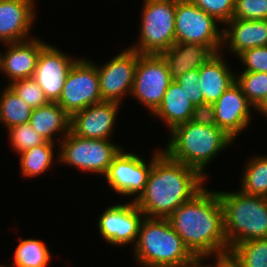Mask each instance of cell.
I'll use <instances>...</instances> for the list:
<instances>
[{"label": "cell", "instance_id": "obj_30", "mask_svg": "<svg viewBox=\"0 0 267 267\" xmlns=\"http://www.w3.org/2000/svg\"><path fill=\"white\" fill-rule=\"evenodd\" d=\"M7 132H9V143L15 153L17 152L18 154L47 142L29 123L13 126Z\"/></svg>", "mask_w": 267, "mask_h": 267}, {"label": "cell", "instance_id": "obj_4", "mask_svg": "<svg viewBox=\"0 0 267 267\" xmlns=\"http://www.w3.org/2000/svg\"><path fill=\"white\" fill-rule=\"evenodd\" d=\"M132 248L142 267H175L194 257L167 218L144 217Z\"/></svg>", "mask_w": 267, "mask_h": 267}, {"label": "cell", "instance_id": "obj_37", "mask_svg": "<svg viewBox=\"0 0 267 267\" xmlns=\"http://www.w3.org/2000/svg\"><path fill=\"white\" fill-rule=\"evenodd\" d=\"M215 261L209 264V267H241V264L235 259V257L230 253L220 254L214 256Z\"/></svg>", "mask_w": 267, "mask_h": 267}, {"label": "cell", "instance_id": "obj_38", "mask_svg": "<svg viewBox=\"0 0 267 267\" xmlns=\"http://www.w3.org/2000/svg\"><path fill=\"white\" fill-rule=\"evenodd\" d=\"M209 256L207 257H193L189 262L179 264L175 267H209L208 264H204L205 260H207Z\"/></svg>", "mask_w": 267, "mask_h": 267}, {"label": "cell", "instance_id": "obj_39", "mask_svg": "<svg viewBox=\"0 0 267 267\" xmlns=\"http://www.w3.org/2000/svg\"><path fill=\"white\" fill-rule=\"evenodd\" d=\"M256 111H258V113L262 116H266L267 117V98L265 99V101L256 109Z\"/></svg>", "mask_w": 267, "mask_h": 267}, {"label": "cell", "instance_id": "obj_9", "mask_svg": "<svg viewBox=\"0 0 267 267\" xmlns=\"http://www.w3.org/2000/svg\"><path fill=\"white\" fill-rule=\"evenodd\" d=\"M102 101L97 63L81 56L71 67L57 103L71 117Z\"/></svg>", "mask_w": 267, "mask_h": 267}, {"label": "cell", "instance_id": "obj_3", "mask_svg": "<svg viewBox=\"0 0 267 267\" xmlns=\"http://www.w3.org/2000/svg\"><path fill=\"white\" fill-rule=\"evenodd\" d=\"M170 134V140L162 150L171 159L194 168L204 178H208L206 167L221 151L234 143V139L219 127L191 121L177 125Z\"/></svg>", "mask_w": 267, "mask_h": 267}, {"label": "cell", "instance_id": "obj_27", "mask_svg": "<svg viewBox=\"0 0 267 267\" xmlns=\"http://www.w3.org/2000/svg\"><path fill=\"white\" fill-rule=\"evenodd\" d=\"M241 176L240 191L267 198V155L250 158Z\"/></svg>", "mask_w": 267, "mask_h": 267}, {"label": "cell", "instance_id": "obj_1", "mask_svg": "<svg viewBox=\"0 0 267 267\" xmlns=\"http://www.w3.org/2000/svg\"><path fill=\"white\" fill-rule=\"evenodd\" d=\"M167 219L194 257L214 258L229 252L223 208L217 191H209L204 186Z\"/></svg>", "mask_w": 267, "mask_h": 267}, {"label": "cell", "instance_id": "obj_28", "mask_svg": "<svg viewBox=\"0 0 267 267\" xmlns=\"http://www.w3.org/2000/svg\"><path fill=\"white\" fill-rule=\"evenodd\" d=\"M229 252L241 267H267V238L239 243Z\"/></svg>", "mask_w": 267, "mask_h": 267}, {"label": "cell", "instance_id": "obj_14", "mask_svg": "<svg viewBox=\"0 0 267 267\" xmlns=\"http://www.w3.org/2000/svg\"><path fill=\"white\" fill-rule=\"evenodd\" d=\"M78 59L79 57L72 58L51 44L41 50L33 78L48 102L59 100L66 77Z\"/></svg>", "mask_w": 267, "mask_h": 267}, {"label": "cell", "instance_id": "obj_31", "mask_svg": "<svg viewBox=\"0 0 267 267\" xmlns=\"http://www.w3.org/2000/svg\"><path fill=\"white\" fill-rule=\"evenodd\" d=\"M8 85L32 109H37L48 103L43 90L33 77L14 80Z\"/></svg>", "mask_w": 267, "mask_h": 267}, {"label": "cell", "instance_id": "obj_33", "mask_svg": "<svg viewBox=\"0 0 267 267\" xmlns=\"http://www.w3.org/2000/svg\"><path fill=\"white\" fill-rule=\"evenodd\" d=\"M232 19L267 20V0H235Z\"/></svg>", "mask_w": 267, "mask_h": 267}, {"label": "cell", "instance_id": "obj_18", "mask_svg": "<svg viewBox=\"0 0 267 267\" xmlns=\"http://www.w3.org/2000/svg\"><path fill=\"white\" fill-rule=\"evenodd\" d=\"M39 37L6 43L5 53L0 50V71L14 80L33 77L41 50L48 44Z\"/></svg>", "mask_w": 267, "mask_h": 267}, {"label": "cell", "instance_id": "obj_17", "mask_svg": "<svg viewBox=\"0 0 267 267\" xmlns=\"http://www.w3.org/2000/svg\"><path fill=\"white\" fill-rule=\"evenodd\" d=\"M35 3L33 0H0V43L3 46L32 38Z\"/></svg>", "mask_w": 267, "mask_h": 267}, {"label": "cell", "instance_id": "obj_23", "mask_svg": "<svg viewBox=\"0 0 267 267\" xmlns=\"http://www.w3.org/2000/svg\"><path fill=\"white\" fill-rule=\"evenodd\" d=\"M193 107L187 93L173 80L167 87L161 104L151 116L161 119L171 131L177 125L190 121Z\"/></svg>", "mask_w": 267, "mask_h": 267}, {"label": "cell", "instance_id": "obj_10", "mask_svg": "<svg viewBox=\"0 0 267 267\" xmlns=\"http://www.w3.org/2000/svg\"><path fill=\"white\" fill-rule=\"evenodd\" d=\"M172 81L166 61L161 55L138 53L131 96L142 103L150 115L161 104Z\"/></svg>", "mask_w": 267, "mask_h": 267}, {"label": "cell", "instance_id": "obj_15", "mask_svg": "<svg viewBox=\"0 0 267 267\" xmlns=\"http://www.w3.org/2000/svg\"><path fill=\"white\" fill-rule=\"evenodd\" d=\"M120 103L102 101L74 113L70 117V131L85 139L112 140Z\"/></svg>", "mask_w": 267, "mask_h": 267}, {"label": "cell", "instance_id": "obj_29", "mask_svg": "<svg viewBox=\"0 0 267 267\" xmlns=\"http://www.w3.org/2000/svg\"><path fill=\"white\" fill-rule=\"evenodd\" d=\"M236 83L255 110L267 98V73L240 72L236 74Z\"/></svg>", "mask_w": 267, "mask_h": 267}, {"label": "cell", "instance_id": "obj_13", "mask_svg": "<svg viewBox=\"0 0 267 267\" xmlns=\"http://www.w3.org/2000/svg\"><path fill=\"white\" fill-rule=\"evenodd\" d=\"M144 213L133 202L107 207L98 220L99 234L112 246H134Z\"/></svg>", "mask_w": 267, "mask_h": 267}, {"label": "cell", "instance_id": "obj_11", "mask_svg": "<svg viewBox=\"0 0 267 267\" xmlns=\"http://www.w3.org/2000/svg\"><path fill=\"white\" fill-rule=\"evenodd\" d=\"M152 159L148 163L138 154L125 152L124 148L114 157L106 173L105 181L117 194L133 196L135 201L144 191L150 170L153 165Z\"/></svg>", "mask_w": 267, "mask_h": 267}, {"label": "cell", "instance_id": "obj_2", "mask_svg": "<svg viewBox=\"0 0 267 267\" xmlns=\"http://www.w3.org/2000/svg\"><path fill=\"white\" fill-rule=\"evenodd\" d=\"M197 170L171 159L163 150L153 152V165L141 195L133 201L148 218H168L203 187Z\"/></svg>", "mask_w": 267, "mask_h": 267}, {"label": "cell", "instance_id": "obj_34", "mask_svg": "<svg viewBox=\"0 0 267 267\" xmlns=\"http://www.w3.org/2000/svg\"><path fill=\"white\" fill-rule=\"evenodd\" d=\"M237 58L244 64L242 72L267 73V46L247 49L240 53Z\"/></svg>", "mask_w": 267, "mask_h": 267}, {"label": "cell", "instance_id": "obj_32", "mask_svg": "<svg viewBox=\"0 0 267 267\" xmlns=\"http://www.w3.org/2000/svg\"><path fill=\"white\" fill-rule=\"evenodd\" d=\"M196 6L214 17L221 25L233 18L235 0H190Z\"/></svg>", "mask_w": 267, "mask_h": 267}, {"label": "cell", "instance_id": "obj_19", "mask_svg": "<svg viewBox=\"0 0 267 267\" xmlns=\"http://www.w3.org/2000/svg\"><path fill=\"white\" fill-rule=\"evenodd\" d=\"M224 26L221 51L228 49L238 56L247 49L267 46V20L231 19Z\"/></svg>", "mask_w": 267, "mask_h": 267}, {"label": "cell", "instance_id": "obj_26", "mask_svg": "<svg viewBox=\"0 0 267 267\" xmlns=\"http://www.w3.org/2000/svg\"><path fill=\"white\" fill-rule=\"evenodd\" d=\"M19 243L13 256V264L10 267H47L52 254L45 242L29 238H19Z\"/></svg>", "mask_w": 267, "mask_h": 267}, {"label": "cell", "instance_id": "obj_22", "mask_svg": "<svg viewBox=\"0 0 267 267\" xmlns=\"http://www.w3.org/2000/svg\"><path fill=\"white\" fill-rule=\"evenodd\" d=\"M29 124L46 141L56 143L55 141L60 142L69 133L70 116L57 102H48L46 105L33 109ZM58 134H61L60 138H55Z\"/></svg>", "mask_w": 267, "mask_h": 267}, {"label": "cell", "instance_id": "obj_6", "mask_svg": "<svg viewBox=\"0 0 267 267\" xmlns=\"http://www.w3.org/2000/svg\"><path fill=\"white\" fill-rule=\"evenodd\" d=\"M138 44L139 54H162L175 43L176 0H143Z\"/></svg>", "mask_w": 267, "mask_h": 267}, {"label": "cell", "instance_id": "obj_35", "mask_svg": "<svg viewBox=\"0 0 267 267\" xmlns=\"http://www.w3.org/2000/svg\"><path fill=\"white\" fill-rule=\"evenodd\" d=\"M174 80L187 93L193 106L203 103V93L199 85V69L188 71Z\"/></svg>", "mask_w": 267, "mask_h": 267}, {"label": "cell", "instance_id": "obj_24", "mask_svg": "<svg viewBox=\"0 0 267 267\" xmlns=\"http://www.w3.org/2000/svg\"><path fill=\"white\" fill-rule=\"evenodd\" d=\"M56 144L47 141L45 144L37 145L20 153L21 174L26 178H36L48 171L55 163L54 151L56 150L54 148Z\"/></svg>", "mask_w": 267, "mask_h": 267}, {"label": "cell", "instance_id": "obj_40", "mask_svg": "<svg viewBox=\"0 0 267 267\" xmlns=\"http://www.w3.org/2000/svg\"><path fill=\"white\" fill-rule=\"evenodd\" d=\"M0 267H8V266L7 265L4 266V265L0 264Z\"/></svg>", "mask_w": 267, "mask_h": 267}, {"label": "cell", "instance_id": "obj_7", "mask_svg": "<svg viewBox=\"0 0 267 267\" xmlns=\"http://www.w3.org/2000/svg\"><path fill=\"white\" fill-rule=\"evenodd\" d=\"M60 163L67 164L82 172L106 175L114 157L123 148L108 139H85L71 131L59 142Z\"/></svg>", "mask_w": 267, "mask_h": 267}, {"label": "cell", "instance_id": "obj_12", "mask_svg": "<svg viewBox=\"0 0 267 267\" xmlns=\"http://www.w3.org/2000/svg\"><path fill=\"white\" fill-rule=\"evenodd\" d=\"M138 52L130 47L112 57L103 65L97 64L99 86L103 101L118 102L132 92Z\"/></svg>", "mask_w": 267, "mask_h": 267}, {"label": "cell", "instance_id": "obj_16", "mask_svg": "<svg viewBox=\"0 0 267 267\" xmlns=\"http://www.w3.org/2000/svg\"><path fill=\"white\" fill-rule=\"evenodd\" d=\"M213 106L216 126L234 140L251 124V111L255 109L236 82L213 103Z\"/></svg>", "mask_w": 267, "mask_h": 267}, {"label": "cell", "instance_id": "obj_8", "mask_svg": "<svg viewBox=\"0 0 267 267\" xmlns=\"http://www.w3.org/2000/svg\"><path fill=\"white\" fill-rule=\"evenodd\" d=\"M219 25L220 22L190 0H176L175 42L198 43L218 53L223 31Z\"/></svg>", "mask_w": 267, "mask_h": 267}, {"label": "cell", "instance_id": "obj_25", "mask_svg": "<svg viewBox=\"0 0 267 267\" xmlns=\"http://www.w3.org/2000/svg\"><path fill=\"white\" fill-rule=\"evenodd\" d=\"M0 94V123L8 130L13 126L29 123L33 109L30 108L7 84Z\"/></svg>", "mask_w": 267, "mask_h": 267}, {"label": "cell", "instance_id": "obj_36", "mask_svg": "<svg viewBox=\"0 0 267 267\" xmlns=\"http://www.w3.org/2000/svg\"><path fill=\"white\" fill-rule=\"evenodd\" d=\"M190 121L204 126H216L214 106L212 103H202L193 107Z\"/></svg>", "mask_w": 267, "mask_h": 267}, {"label": "cell", "instance_id": "obj_5", "mask_svg": "<svg viewBox=\"0 0 267 267\" xmlns=\"http://www.w3.org/2000/svg\"><path fill=\"white\" fill-rule=\"evenodd\" d=\"M223 208L224 233L229 246L267 238V198L238 191H217Z\"/></svg>", "mask_w": 267, "mask_h": 267}, {"label": "cell", "instance_id": "obj_20", "mask_svg": "<svg viewBox=\"0 0 267 267\" xmlns=\"http://www.w3.org/2000/svg\"><path fill=\"white\" fill-rule=\"evenodd\" d=\"M222 52L212 55L199 68L203 103H215L236 82V73L231 70Z\"/></svg>", "mask_w": 267, "mask_h": 267}, {"label": "cell", "instance_id": "obj_21", "mask_svg": "<svg viewBox=\"0 0 267 267\" xmlns=\"http://www.w3.org/2000/svg\"><path fill=\"white\" fill-rule=\"evenodd\" d=\"M214 54L208 46L175 42L160 55L165 59L174 80L188 71L199 69Z\"/></svg>", "mask_w": 267, "mask_h": 267}]
</instances>
